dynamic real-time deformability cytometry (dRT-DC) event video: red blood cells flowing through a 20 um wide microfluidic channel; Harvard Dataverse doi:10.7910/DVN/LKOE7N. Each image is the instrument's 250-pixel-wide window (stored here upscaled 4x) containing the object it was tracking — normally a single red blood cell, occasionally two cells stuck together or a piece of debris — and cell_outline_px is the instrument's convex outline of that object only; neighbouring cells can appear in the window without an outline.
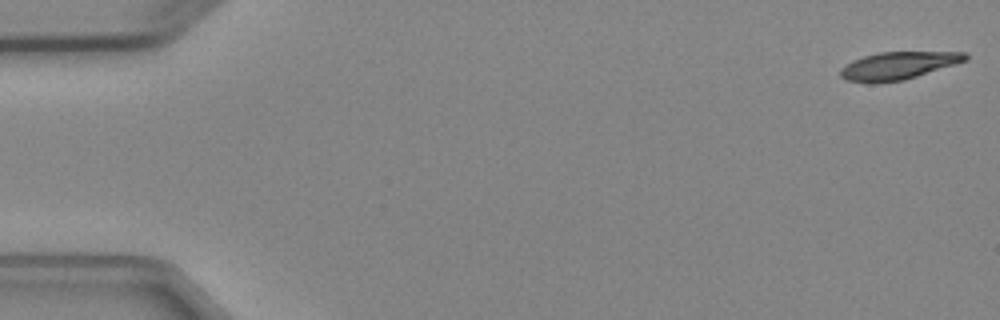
{"species": "Egyptian fruit bat (a non-hibernating species)", "species_latin": "Rousettus aegyptiacus", "temperature_condition": "cold", "stored_images_in_passage": 6, "camera_frame_rate_fps": 3000, "um_per_image_px": 0.085, "animal": {"sex": "female"}, "frame": {"image": 1, "passage_image": 1, "time_ms": 0.0, "image_size_px": [1000, 320], "cell_outline_px": [[968, 60], [956, 64], [904, 80], [876, 84], [872, 84], [844, 80], [840, 76], [840, 68], [852, 60], [864, 56], [880, 52], [968, 52]], "centroid_in_image_um": [76.32, 5.6], "position_along_channel_um": 8.7, "area_um2": 20.4}}